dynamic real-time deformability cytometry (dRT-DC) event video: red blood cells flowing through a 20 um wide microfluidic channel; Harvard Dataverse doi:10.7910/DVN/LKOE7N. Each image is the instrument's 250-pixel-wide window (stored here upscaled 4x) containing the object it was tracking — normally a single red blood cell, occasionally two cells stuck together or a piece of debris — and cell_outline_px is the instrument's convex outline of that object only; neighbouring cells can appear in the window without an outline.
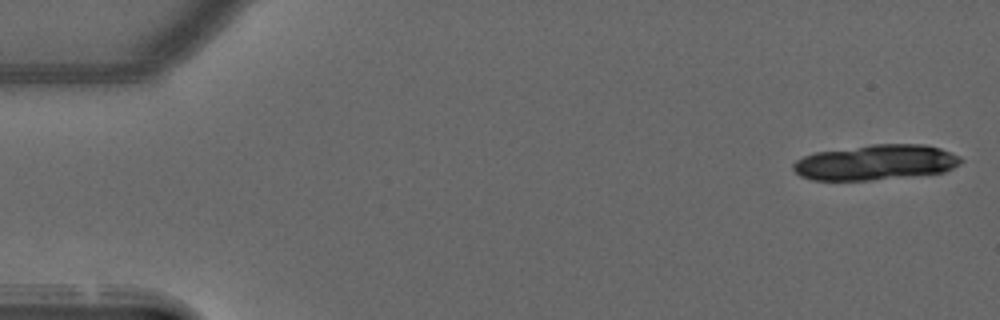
{"species": "common noctule bat (a hibernating species)", "species_latin": "Nyctalus noctula", "temperature_condition": "warm", "stored_images_in_passage": 17, "camera_frame_rate_fps": 3000, "um_per_image_px": 0.085, "animal": {"sex": "male", "forearm_length_mm": 52.5}, "frame": {"image": 1, "passage_image": 1, "time_ms": 0.0, "image_size_px": [1000, 320], "cell_outline_px": [[964, 160], [960, 164], [944, 172], [872, 180], [812, 180], [800, 176], [792, 168], [792, 164], [796, 160], [804, 156], [816, 152], [872, 144], [924, 144], [940, 148], [960, 156]], "centroid_in_image_um": [74.43, 13.8], "position_along_channel_um": 10.6, "area_um2": 34.51}}